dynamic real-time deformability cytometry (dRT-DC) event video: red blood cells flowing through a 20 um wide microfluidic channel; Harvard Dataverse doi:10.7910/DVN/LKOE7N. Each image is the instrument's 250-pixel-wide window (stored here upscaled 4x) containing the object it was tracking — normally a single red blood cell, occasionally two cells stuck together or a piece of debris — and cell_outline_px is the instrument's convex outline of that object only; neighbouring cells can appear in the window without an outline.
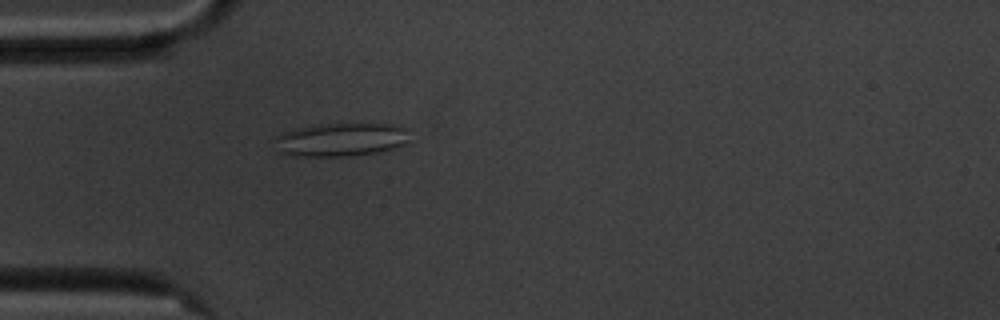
{"species": "common noctule bat (a hibernating species)", "species_latin": "Nyctalus noctula", "temperature_condition": "cold", "stored_images_in_passage": 43, "camera_frame_rate_fps": 3000, "um_per_image_px": 0.085, "animal": {"sex": "male", "body_mass_g": 20.1, "forearm_length_mm": 53.5}, "frame": {"image": 1, "passage_image": 3, "time_ms": 0.667, "image_size_px": [1000, 320], "cell_outline_px": [[408, 140], [404, 144], [380, 152], [348, 156], [296, 156], [280, 152], [276, 140], [276, 136], [284, 132], [296, 128], [312, 124], [388, 124], [408, 128]], "centroid_in_image_um": [28.99, 11.86], "position_along_channel_um": 56.0, "area_um2": 26.13}}
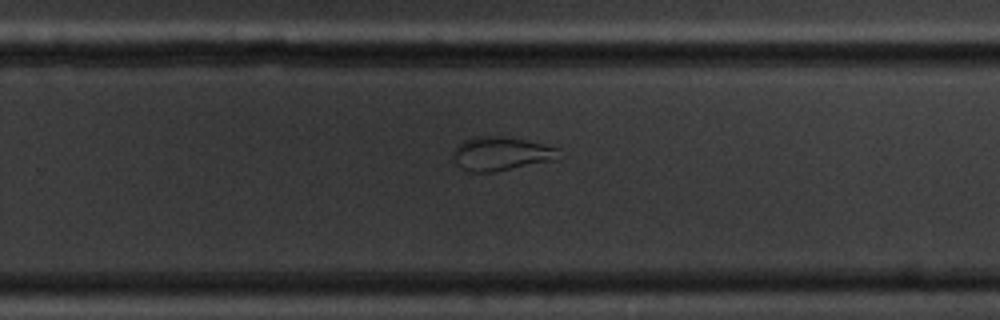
{"frame": {"image": 2, "passage_image": 23, "time_ms": 7.333, "image_size_px": [1000, 320], "cell_outline_px": [[564, 156], [560, 160], [496, 172], [468, 172], [452, 156], [452, 152], [456, 144], [472, 136], [504, 136], [524, 140], [560, 148]], "centroid_in_image_um": [42.69, 13.07], "position_along_channel_um": 287.1, "area_um2": 21.39}}
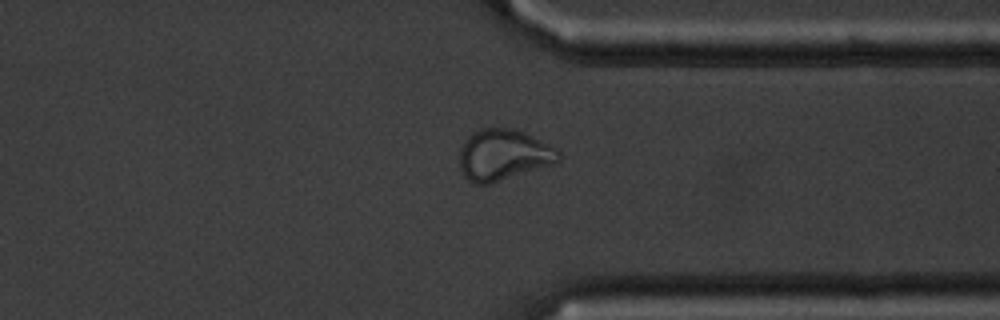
{"frame": {"image": 3, "passage_image": 30, "time_ms": 9.667, "image_size_px": [1000, 320], "cell_outline_px": [[560, 160], [488, 184], [476, 184], [468, 180], [464, 176], [460, 168], [460, 148], [464, 140], [468, 136], [480, 128], [512, 128], [524, 132], [556, 148], [560, 152]], "centroid_in_image_um": [42.73, 13.14], "position_along_channel_um": 368.7, "area_um2": 28.9}, "authors_computed_cell_mechanics": {"area_um2": 24.6228, "velocity_mm_per_s": 3.552, "shape_relaxation_time_tau1_ms": null, "shape_relaxation_time_tau2_ms": 2.0289, "deformation_change_tau1": null, "deformation_change_tau2": 0.0768}}